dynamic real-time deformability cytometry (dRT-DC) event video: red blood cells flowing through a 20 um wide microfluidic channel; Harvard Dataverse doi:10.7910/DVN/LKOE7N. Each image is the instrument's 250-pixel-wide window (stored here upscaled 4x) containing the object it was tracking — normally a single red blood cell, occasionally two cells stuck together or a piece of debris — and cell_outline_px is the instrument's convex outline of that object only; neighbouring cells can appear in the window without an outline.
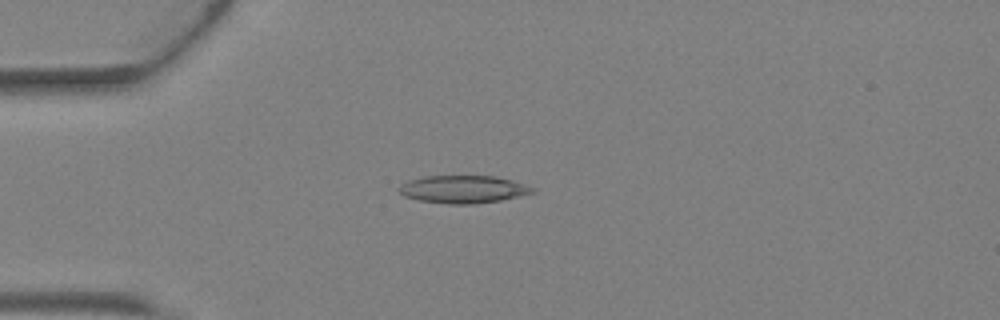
{"species": "Egyptian fruit bat (a non-hibernating species)", "species_latin": "Rousettus aegyptiacus", "temperature_condition": "warm", "stored_images_in_passage": 3, "camera_frame_rate_fps": 3000, "um_per_image_px": 0.085, "animal": {"sex": "female"}, "frame": {"image": 1, "passage_image": 2, "time_ms": 0.333, "image_size_px": [1000, 320], "cell_outline_px": [[536, 192], [500, 200], [476, 204], [448, 204], [420, 200], [404, 196], [396, 188], [400, 184], [408, 180], [424, 176], [492, 176], [512, 180], [536, 188]], "centroid_in_image_um": [39.35, 16.09], "position_along_channel_um": 45.6, "area_um2": 21.56}}